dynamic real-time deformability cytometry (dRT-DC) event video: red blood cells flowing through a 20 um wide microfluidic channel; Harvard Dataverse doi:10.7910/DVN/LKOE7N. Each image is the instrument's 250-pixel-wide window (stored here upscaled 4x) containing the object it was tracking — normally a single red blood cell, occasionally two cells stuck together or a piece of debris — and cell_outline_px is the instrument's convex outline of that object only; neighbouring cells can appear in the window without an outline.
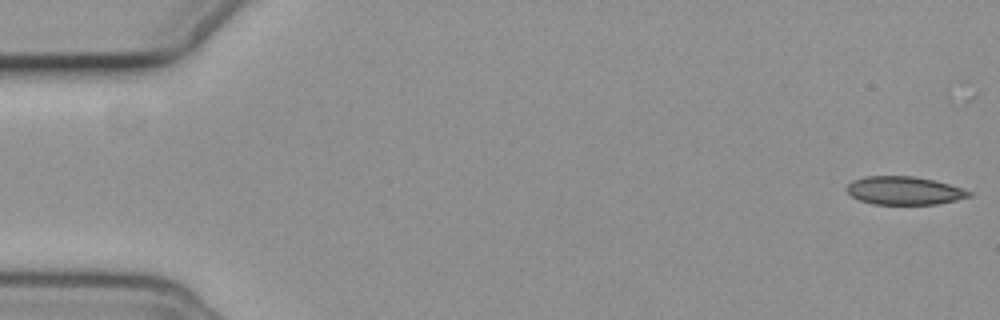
{"species": "common noctule bat (a hibernating species)", "species_latin": "Nyctalus noctula", "temperature_condition": "cold", "stored_images_in_passage": 18, "camera_frame_rate_fps": 3000, "um_per_image_px": 0.085, "animal": {"sex": "female", "body_mass_g": 19.3, "forearm_length_mm": 54.1}, "frame": {"image": 1, "passage_image": 1, "time_ms": 0.0, "image_size_px": [1000, 320], "cell_outline_px": [[972, 196], [956, 200], [936, 204], [872, 204], [860, 200], [852, 196], [844, 188], [852, 180], [864, 176], [912, 176], [932, 180], [948, 184], [972, 192]], "centroid_in_image_um": [76.82, 16.2], "position_along_channel_um": 8.2, "area_um2": 20.0}}
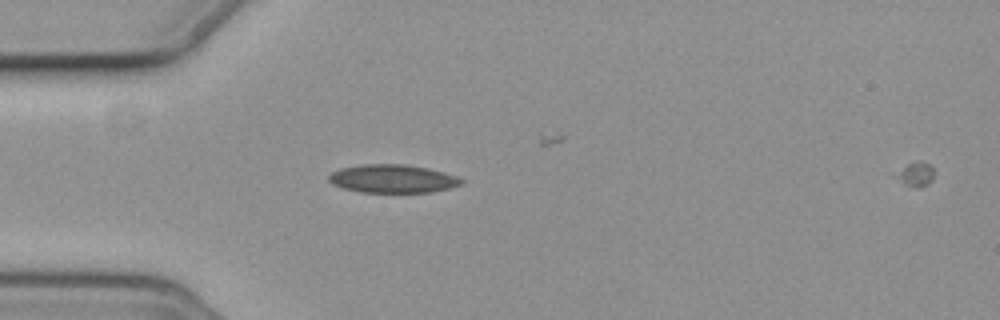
{"frame": {"image": 2, "passage_image": 16, "time_ms": 5.0, "image_size_px": [1000, 320], "cell_outline_px": [[464, 184], [452, 188], [432, 192], [360, 192], [344, 188], [332, 184], [328, 180], [328, 176], [332, 172], [340, 168], [360, 164], [404, 164], [428, 168], [444, 172], [456, 176], [464, 180]], "centroid_in_image_um": [33.4, 15.19], "position_along_channel_um": 51.6, "area_um2": 22.02}}